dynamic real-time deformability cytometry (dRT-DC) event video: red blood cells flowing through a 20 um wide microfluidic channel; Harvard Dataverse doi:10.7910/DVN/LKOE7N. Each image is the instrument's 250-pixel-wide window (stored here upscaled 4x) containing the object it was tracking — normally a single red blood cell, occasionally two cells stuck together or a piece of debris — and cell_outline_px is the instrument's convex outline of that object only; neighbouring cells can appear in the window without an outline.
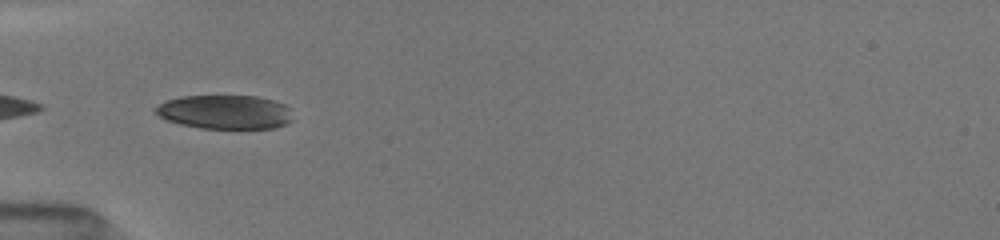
{"species": "common noctule bat (a hibernating species)", "species_latin": "Nyctalus noctula", "temperature_condition": "room temperature", "stored_images_in_passage": 20, "camera_frame_rate_fps": 3000, "um_per_image_px": 0.085, "animal": {"sex": "female", "body_mass_g": 19.5, "forearm_length_mm": 54.1}, "frame": {"image": 1, "passage_image": 1, "time_ms": 0.0, "image_size_px": [1000, 240], "cell_outline_px": [[292, 120], [284, 124], [272, 128], [200, 128], [180, 124], [168, 120], [160, 116], [156, 112], [156, 108], [160, 104], [168, 100], [184, 96], [256, 96], [272, 100], [284, 104], [288, 108]], "centroid_in_image_um": [19.13, 9.52], "position_along_channel_um": 65.9, "area_um2": 26.7}}